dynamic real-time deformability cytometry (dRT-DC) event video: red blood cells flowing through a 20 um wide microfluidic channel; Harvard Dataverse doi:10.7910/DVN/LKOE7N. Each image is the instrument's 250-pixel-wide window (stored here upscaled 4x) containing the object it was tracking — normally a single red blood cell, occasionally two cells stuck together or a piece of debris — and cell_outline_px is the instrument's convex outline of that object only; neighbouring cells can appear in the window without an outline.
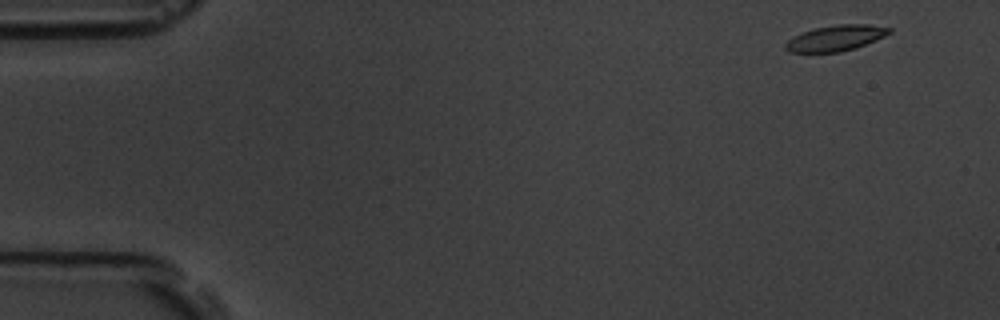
{"species": "common noctule bat (a hibernating species)", "species_latin": "Nyctalus noctula", "temperature_condition": "room temperature", "stored_images_in_passage": 6, "camera_frame_rate_fps": 3000, "um_per_image_px": 0.085, "animal": {"sex": "male", "body_mass_g": 19.5, "forearm_length_mm": 54.6}, "frame": {"image": 1, "passage_image": 1, "time_ms": 0.0, "image_size_px": [1000, 320], "cell_outline_px": [[892, 32], [876, 40], [840, 52], [788, 52], [784, 48], [784, 44], [788, 40], [804, 32], [816, 28], [840, 24], [868, 24], [892, 28]], "centroid_in_image_um": [71.04, 3.23], "position_along_channel_um": 14.0, "area_um2": 15.26}}
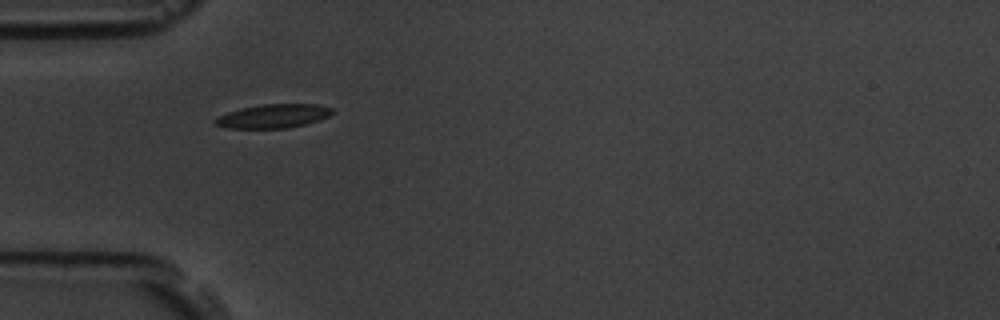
{"frame": {"image": 2, "passage_image": 5, "time_ms": 4.667, "image_size_px": [1000, 320], "cell_outline_px": [[336, 112], [320, 120], [288, 128], [228, 128], [212, 124], [212, 120], [228, 112], [240, 108], [264, 104], [316, 104], [332, 108]], "centroid_in_image_um": [23.23, 9.87], "position_along_channel_um": 61.8, "area_um2": 16.3}}
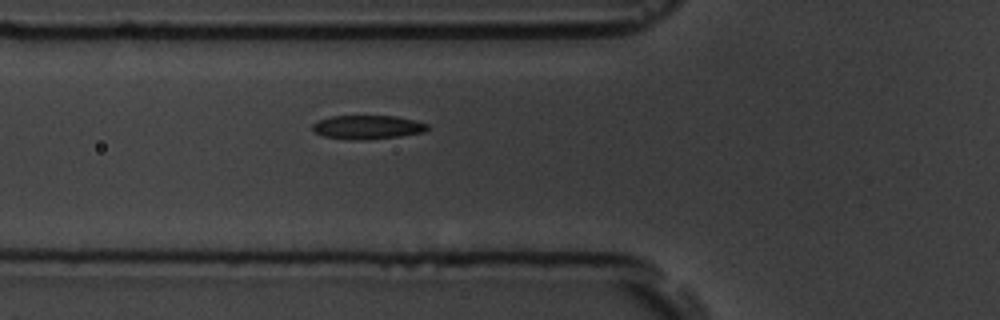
{"frame": {"image": 3, "passage_image": 6, "time_ms": 5.667, "image_size_px": [1000, 320], "cell_outline_px": [[428, 128], [424, 132], [400, 136], [352, 140], [324, 136], [316, 132], [312, 128], [312, 124], [320, 120], [332, 116], [396, 116], [416, 120], [428, 124]], "centroid_in_image_um": [31.26, 10.8], "position_along_channel_um": 94.5, "area_um2": 15.72}}